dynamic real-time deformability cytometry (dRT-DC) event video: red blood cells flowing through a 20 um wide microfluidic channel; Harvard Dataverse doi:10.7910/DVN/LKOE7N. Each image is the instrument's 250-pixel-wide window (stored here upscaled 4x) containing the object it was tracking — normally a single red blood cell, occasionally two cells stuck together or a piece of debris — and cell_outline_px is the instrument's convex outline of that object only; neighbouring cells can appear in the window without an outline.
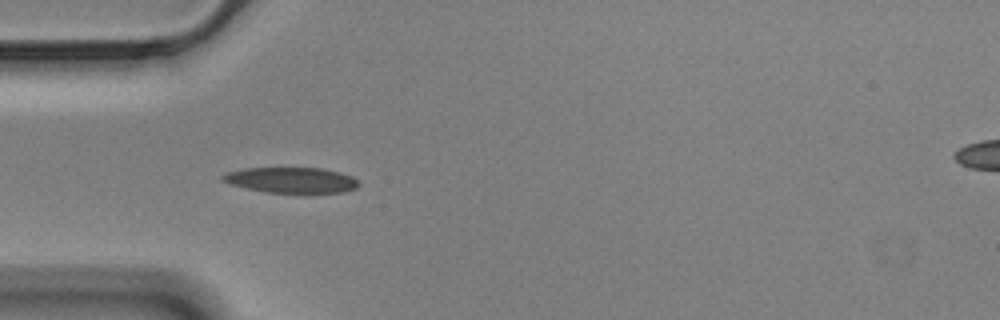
{"species": "Egyptian fruit bat (a non-hibernating species)", "species_latin": "Rousettus aegyptiacus", "temperature_condition": "cold", "stored_images_in_passage": 41, "camera_frame_rate_fps": 3000, "um_per_image_px": 0.085, "animal": {"sex": "male"}, "frame": {"image": 1, "passage_image": 1, "time_ms": 0.0, "image_size_px": [1000, 320], "cell_outline_px": [[360, 184], [356, 188], [344, 192], [308, 196], [264, 192], [232, 184], [220, 180], [220, 176], [228, 172], [244, 168], [324, 168], [340, 172], [352, 176]], "centroid_in_image_um": [24.83, 15.36], "position_along_channel_um": 60.2, "area_um2": 21.27}}
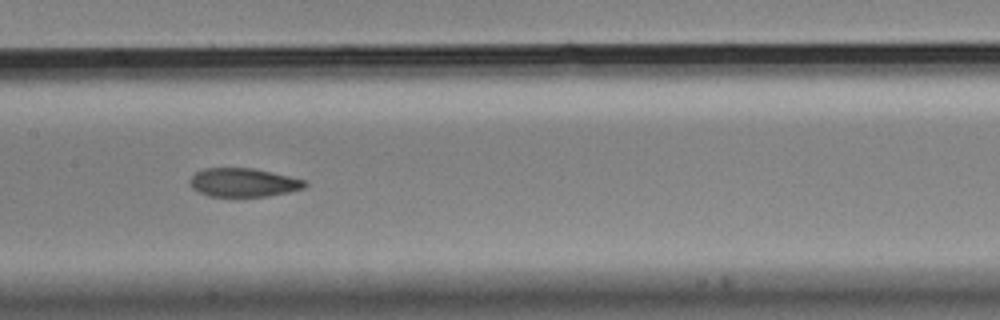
{"frame": {"image": 2, "passage_image": 12, "time_ms": 3.667, "image_size_px": [1000, 320], "cell_outline_px": [[308, 184], [304, 188], [288, 192], [268, 196], [208, 196], [196, 192], [192, 188], [188, 180], [196, 172], [204, 168], [252, 168], [288, 176], [304, 180]], "centroid_in_image_um": [20.64, 15.52], "position_along_channel_um": 186.8, "area_um2": 19.13}}
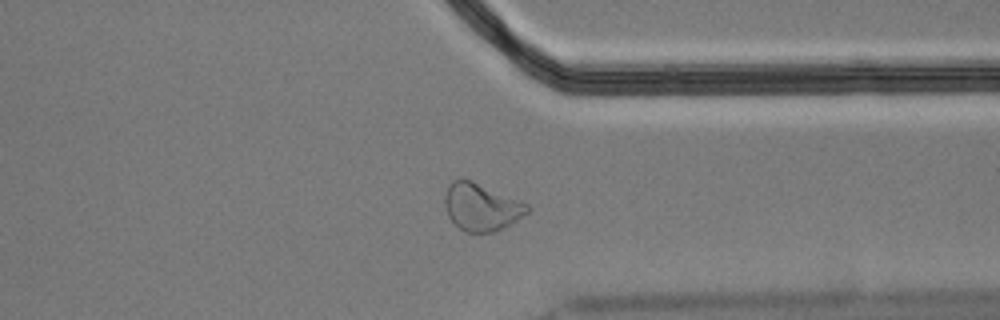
{"frame": {"image": 3, "passage_image": 28, "time_ms": 9.0, "image_size_px": [1000, 320], "cell_outline_px": [[532, 208], [528, 212], [504, 228], [496, 232], [468, 232], [460, 228], [448, 216], [444, 204], [444, 196], [448, 184], [452, 180], [472, 180], [528, 204]], "centroid_in_image_um": [40.91, 17.59], "position_along_channel_um": 370.5, "area_um2": 22.66}, "authors_computed_cell_mechanics": {"area_um2": 20.4612, "velocity_mm_per_s": 3.4809, "shape_relaxation_time_tau1_ms": 4.9876, "shape_relaxation_time_tau2_ms": 2.5669, "deformation_change_tau1": 0.1772, "deformation_change_tau2": 0.0913}}